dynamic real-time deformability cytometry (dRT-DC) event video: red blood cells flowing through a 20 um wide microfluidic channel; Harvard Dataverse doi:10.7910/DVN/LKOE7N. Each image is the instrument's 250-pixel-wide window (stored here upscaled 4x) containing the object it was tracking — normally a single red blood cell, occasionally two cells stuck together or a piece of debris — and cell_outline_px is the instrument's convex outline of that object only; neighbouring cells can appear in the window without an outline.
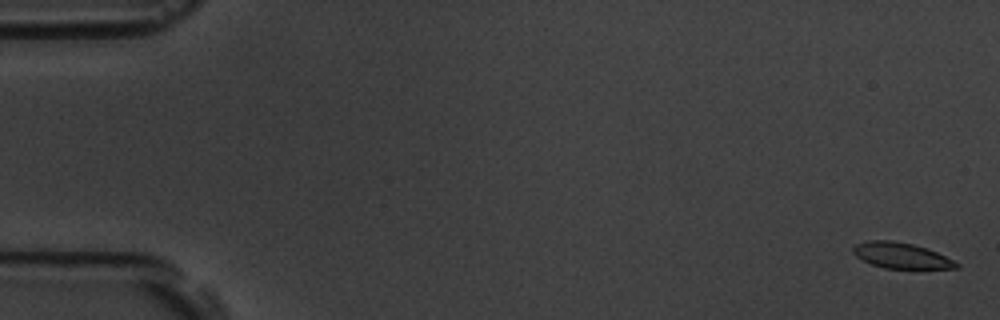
{"species": "common noctule bat (a hibernating species)", "species_latin": "Nyctalus noctula", "temperature_condition": "room temperature", "stored_images_in_passage": 9, "camera_frame_rate_fps": 3000, "um_per_image_px": 0.085, "animal": {"sex": "male", "body_mass_g": 19.5, "forearm_length_mm": 54.6}, "frame": {"image": 1, "passage_image": 1, "time_ms": 0.0, "image_size_px": [1000, 320], "cell_outline_px": [[960, 268], [884, 268], [872, 264], [856, 256], [852, 252], [852, 248], [856, 244], [868, 240], [892, 240], [912, 244], [936, 252], [960, 264]], "centroid_in_image_um": [76.57, 21.71], "position_along_channel_um": 8.4, "area_um2": 15.2}}
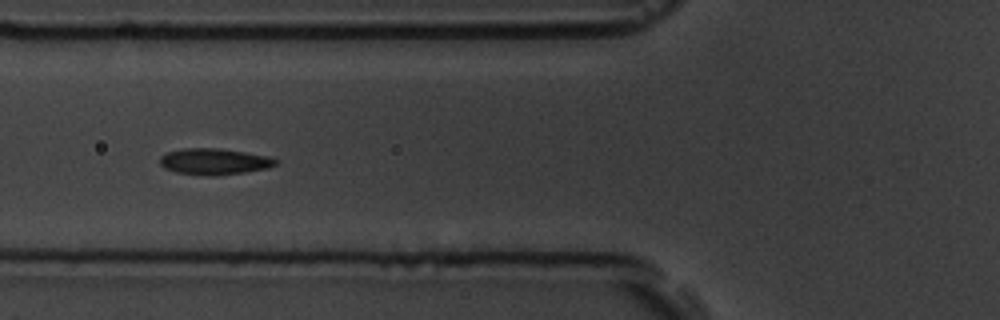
{"frame": {"image": 2, "passage_image": 7, "time_ms": 7.0, "image_size_px": [1000, 320], "cell_outline_px": [[280, 160], [276, 164], [268, 168], [244, 172], [212, 176], [208, 176], [176, 172], [164, 168], [160, 164], [160, 156], [168, 152], [184, 148], [216, 148], [244, 152], [268, 156]], "centroid_in_image_um": [18.21, 13.73], "position_along_channel_um": 107.6, "area_um2": 17.63}}
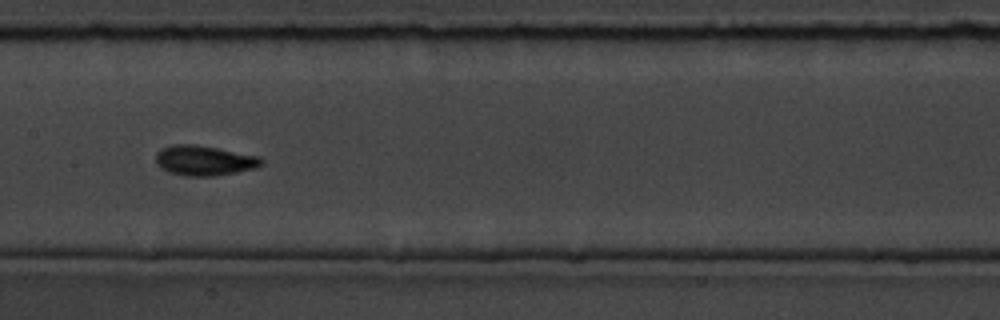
{"frame": {"image": 3, "passage_image": 9, "time_ms": 9.333, "image_size_px": [1000, 320], "cell_outline_px": [[264, 164], [256, 168], [216, 176], [184, 176], [168, 172], [156, 164], [156, 152], [160, 148], [172, 144], [196, 144], [260, 156], [264, 160]], "centroid_in_image_um": [17.36, 13.64], "position_along_channel_um": 190.0, "area_um2": 18.79}}